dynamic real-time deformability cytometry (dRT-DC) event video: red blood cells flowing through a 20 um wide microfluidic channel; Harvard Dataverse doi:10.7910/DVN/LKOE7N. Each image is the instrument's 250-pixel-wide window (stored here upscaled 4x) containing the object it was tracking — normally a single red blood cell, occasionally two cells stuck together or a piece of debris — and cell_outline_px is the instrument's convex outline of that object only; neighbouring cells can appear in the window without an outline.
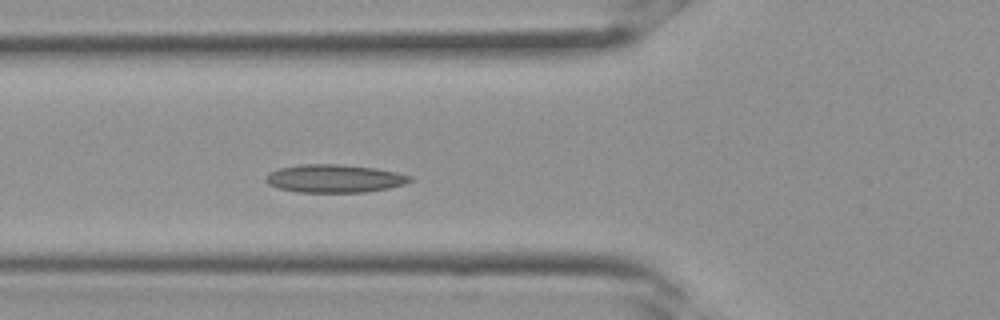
{"species": "Egyptian fruit bat (a non-hibernating species)", "species_latin": "Rousettus aegyptiacus", "temperature_condition": "room temperature", "stored_images_in_passage": 31, "camera_frame_rate_fps": 3000, "um_per_image_px": 0.085, "frame": {"image": 1, "passage_image": 10, "time_ms": 3.0, "image_size_px": [1000, 320], "cell_outline_px": [[412, 180], [404, 184], [388, 188], [364, 192], [296, 192], [276, 188], [268, 184], [264, 180], [264, 176], [268, 172], [280, 168], [304, 164], [340, 164], [376, 168], [396, 172], [412, 176]], "centroid_in_image_um": [28.38, 15.17], "position_along_channel_um": 97.4, "area_um2": 23.7}}
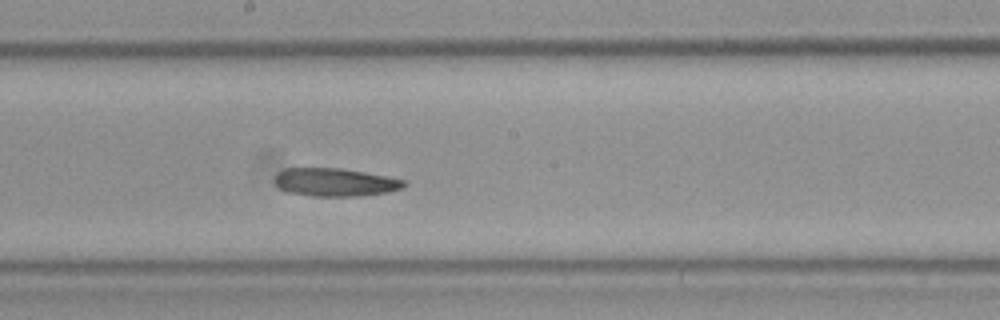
{"frame": {"image": 2, "passage_image": 16, "time_ms": 5.0, "image_size_px": [1000, 320], "cell_outline_px": [[408, 184], [404, 188], [388, 192], [360, 196], [308, 196], [288, 192], [280, 188], [272, 180], [276, 172], [284, 168], [340, 168], [364, 172], [408, 180]], "centroid_in_image_um": [28.48, 15.49], "position_along_channel_um": 219.7, "area_um2": 21.56}}
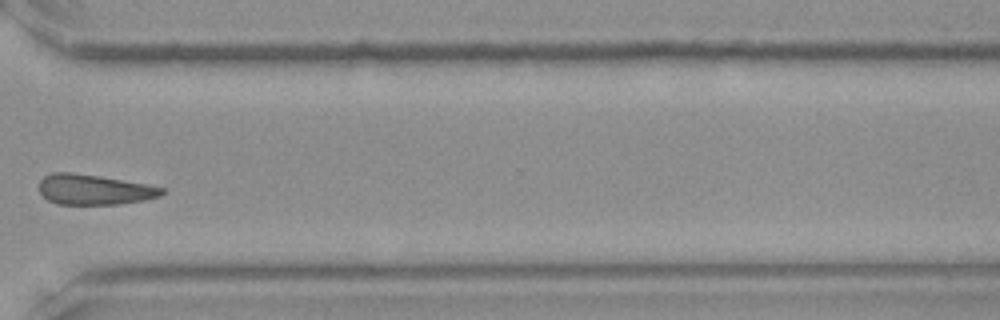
{"frame": {"image": 3, "passage_image": 23, "time_ms": 7.333, "image_size_px": [1000, 320], "cell_outline_px": [[164, 192], [160, 196], [144, 200], [116, 204], [56, 204], [48, 200], [40, 192], [40, 180], [44, 176], [52, 172], [72, 172], [144, 184], [164, 188]], "centroid_in_image_um": [7.96, 16.12], "position_along_channel_um": 362.6, "area_um2": 21.27}}